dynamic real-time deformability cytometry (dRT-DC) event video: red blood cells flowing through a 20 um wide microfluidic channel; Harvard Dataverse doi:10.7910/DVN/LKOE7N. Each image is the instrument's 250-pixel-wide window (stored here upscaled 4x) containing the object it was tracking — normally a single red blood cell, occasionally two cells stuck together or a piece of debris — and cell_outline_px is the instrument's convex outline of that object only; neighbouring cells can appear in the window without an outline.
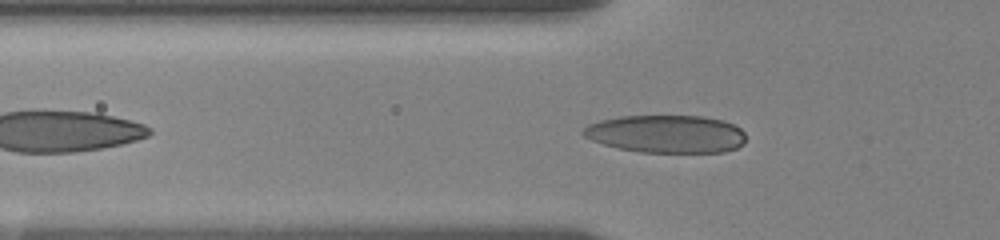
{"species": "human", "species_latin": "Homo sapiens", "temperature_condition": "room temperature", "stored_images_in_passage": 45, "camera_frame_rate_fps": 3000, "um_per_image_px": 0.085, "donor": {"sex": "female"}, "frame": {"image": 1, "passage_image": 8, "time_ms": 2.333, "image_size_px": [1000, 240], "cell_outline_px": [[744, 144], [736, 148], [724, 152], [640, 152], [620, 148], [604, 144], [592, 140], [584, 136], [580, 132], [588, 124], [600, 120], [620, 116], [704, 116], [724, 120], [740, 128], [744, 132]], "centroid_in_image_um": [56.64, 11.38], "position_along_channel_um": 69.2, "area_um2": 35.84}}
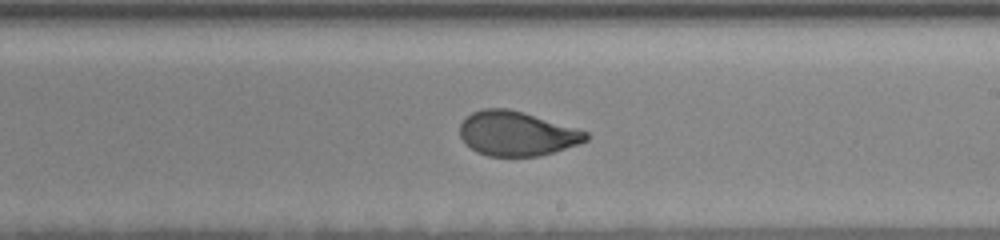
{"frame": {"image": 2, "passage_image": 23, "time_ms": 7.333, "image_size_px": [1000, 240], "cell_outline_px": [[588, 140], [580, 144], [540, 156], [488, 156], [476, 152], [464, 144], [460, 136], [460, 124], [472, 112], [484, 108], [508, 108], [524, 112], [576, 128], [588, 132]], "centroid_in_image_um": [43.91, 11.36], "position_along_channel_um": 245.1, "area_um2": 32.83}}
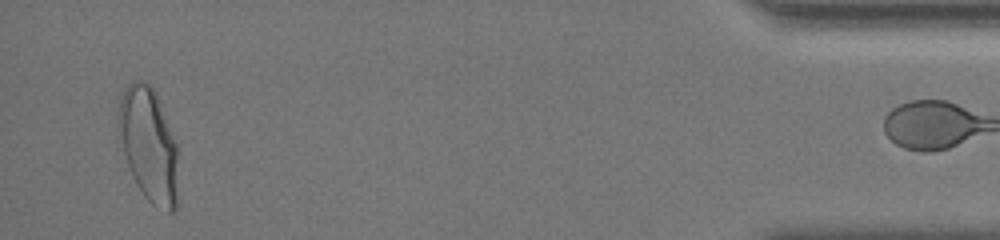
{"frame": {"image": 3, "passage_image": 44, "time_ms": 14.333, "image_size_px": [1000, 240], "cell_outline_px": [[176, 208], [172, 212], [168, 212], [156, 208], [144, 196], [136, 184], [132, 176], [116, 132], [116, 116], [120, 96], [124, 88], [128, 84], [136, 80], [144, 80], [152, 84], [156, 92], [176, 144]], "centroid_in_image_um": [12.57, 12.24], "position_along_channel_um": 422.6, "area_um2": 40.0}}